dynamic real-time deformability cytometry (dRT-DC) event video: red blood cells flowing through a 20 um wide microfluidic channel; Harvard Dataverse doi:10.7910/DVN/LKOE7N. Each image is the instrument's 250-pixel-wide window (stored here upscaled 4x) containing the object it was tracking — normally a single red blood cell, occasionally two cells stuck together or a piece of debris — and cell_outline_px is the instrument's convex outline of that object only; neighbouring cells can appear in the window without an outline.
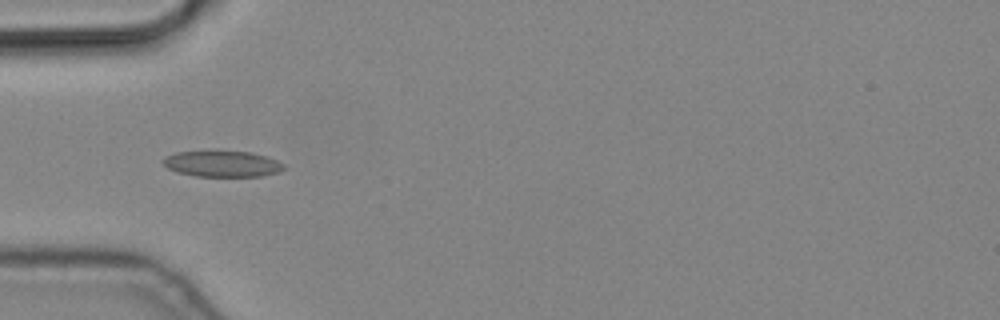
{"species": "common noctule bat (a hibernating species)", "species_latin": "Nyctalus noctula", "temperature_condition": "cold", "stored_images_in_passage": 4, "camera_frame_rate_fps": 3000, "um_per_image_px": 0.085, "animal": {"sex": "male", "body_mass_g": 19.2, "forearm_length_mm": 51.8}, "frame": {"image": 1, "passage_image": 3, "time_ms": 0.667, "image_size_px": [1000, 320], "cell_outline_px": [[284, 168], [280, 172], [260, 176], [196, 176], [176, 172], [168, 168], [160, 160], [164, 156], [176, 152], [252, 152], [268, 156], [284, 164]], "centroid_in_image_um": [18.89, 13.93], "position_along_channel_um": 66.1, "area_um2": 18.21}}
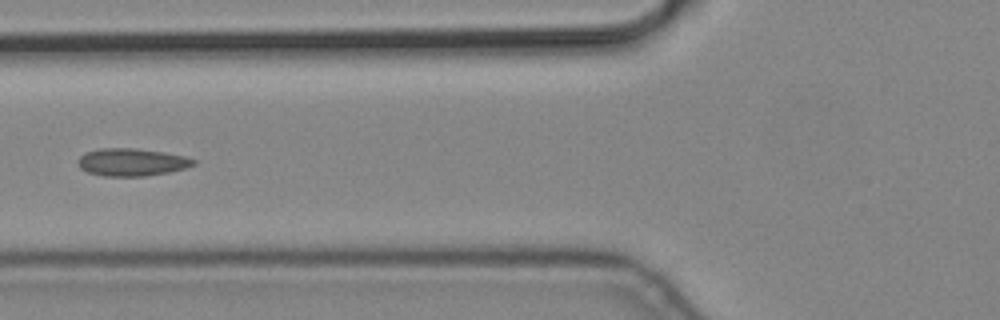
{"frame": {"image": 2, "passage_image": 4, "time_ms": 1.0, "image_size_px": [1000, 320], "cell_outline_px": [[196, 164], [184, 168], [168, 172], [144, 176], [104, 176], [88, 172], [80, 168], [76, 164], [76, 160], [84, 152], [100, 148], [136, 148], [164, 152], [184, 156], [196, 160]], "centroid_in_image_um": [11.15, 13.77], "position_along_channel_um": 114.7, "area_um2": 18.67}}